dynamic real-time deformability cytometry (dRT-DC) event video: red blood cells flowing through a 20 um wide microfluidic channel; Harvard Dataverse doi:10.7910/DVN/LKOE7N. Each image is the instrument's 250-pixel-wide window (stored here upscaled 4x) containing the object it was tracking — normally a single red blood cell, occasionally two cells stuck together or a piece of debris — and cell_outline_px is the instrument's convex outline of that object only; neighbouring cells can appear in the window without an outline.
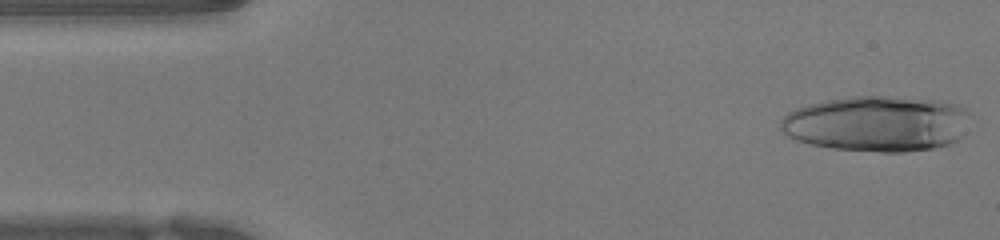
{"species": "human", "species_latin": "Homo sapiens", "temperature_condition": "warm", "stored_images_in_passage": 20, "segment_of_instrument_passage": [1, 2], "camera_frame_rate_fps": 3000, "um_per_image_px": 0.085, "donor": {"sex": "female"}, "frame": {"image": 1, "passage_image": 1, "time_ms": 0.0, "image_size_px": [1000, 240], "cell_outline_px": [[968, 112], [960, 140], [948, 144], [932, 148], [904, 152], [880, 152], [832, 148], [812, 144], [796, 140], [788, 136], [780, 128], [780, 120], [788, 112], [796, 108], [808, 104], [828, 100], [852, 96], [880, 96], [940, 100], [964, 108]], "centroid_in_image_um": [74.5, 10.51], "position_along_channel_um": 10.5, "area_um2": 61.21}}